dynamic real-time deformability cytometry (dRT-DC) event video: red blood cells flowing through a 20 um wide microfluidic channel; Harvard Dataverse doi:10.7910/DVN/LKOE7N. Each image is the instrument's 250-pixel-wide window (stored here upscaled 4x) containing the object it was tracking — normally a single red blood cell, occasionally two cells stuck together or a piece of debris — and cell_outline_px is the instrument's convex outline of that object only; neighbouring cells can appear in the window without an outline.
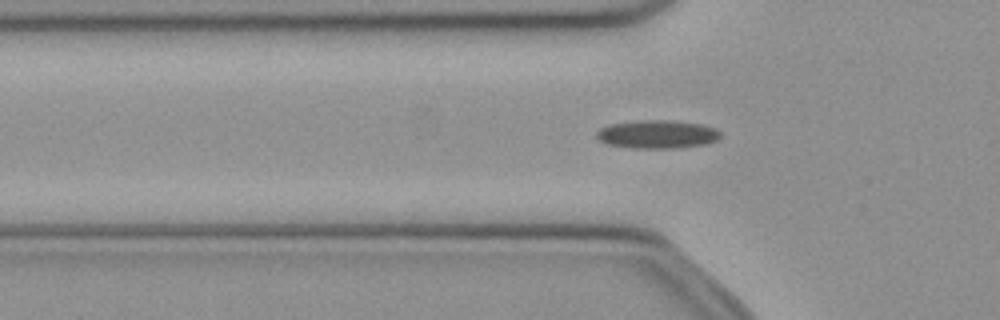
{"species": "common noctule bat (a hibernating species)", "species_latin": "Nyctalus noctula", "temperature_condition": "cold", "stored_images_in_passage": 38, "camera_frame_rate_fps": 3000, "um_per_image_px": 0.085, "animal": {"sex": "female", "body_mass_g": 21.9}, "frame": {"image": 1, "passage_image": 3, "time_ms": 0.667, "image_size_px": [1000, 320], "cell_outline_px": [[720, 136], [716, 140], [704, 144], [680, 148], [632, 148], [608, 144], [600, 140], [596, 136], [596, 132], [600, 128], [608, 124], [640, 120], [672, 120], [700, 124], [716, 128], [720, 132]], "centroid_in_image_um": [55.85, 11.41], "position_along_channel_um": 69.9, "area_um2": 20.46}}
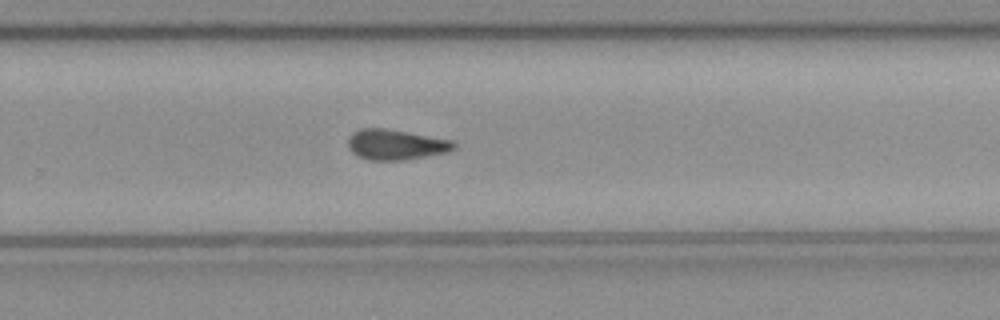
{"frame": {"image": 2, "passage_image": 20, "time_ms": 6.333, "image_size_px": [1000, 320], "cell_outline_px": [[456, 148], [448, 152], [404, 160], [368, 160], [352, 152], [348, 148], [348, 136], [352, 132], [360, 128], [384, 128], [456, 140]], "centroid_in_image_um": [33.67, 12.28], "position_along_channel_um": 296.1, "area_um2": 18.96}}
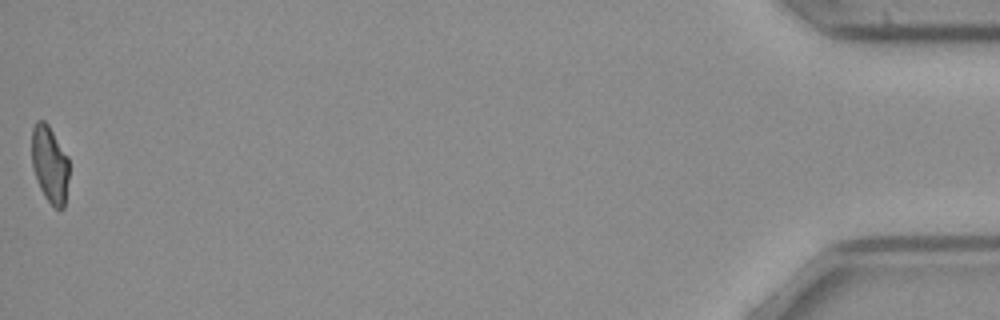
{"frame": {"image": 3, "passage_image": 38, "time_ms": 12.333, "image_size_px": [1000, 320], "cell_outline_px": [[68, 176], [64, 208], [60, 212], [44, 196], [40, 188], [32, 168], [32, 128], [36, 120], [44, 120], [48, 124], [68, 156]], "centroid_in_image_um": [4.22, 13.95], "position_along_channel_um": 431.0, "area_um2": 16.76}, "authors_computed_cell_mechanics": {"area_um2": 18.5249, "velocity_mm_per_s": 3.9778, "shape_relaxation_time_tau1_ms": 6.9862, "shape_relaxation_time_tau2_ms": 4.4523, "deformation_change_tau1": 0.1718, "deformation_change_tau2": 0.1167}}